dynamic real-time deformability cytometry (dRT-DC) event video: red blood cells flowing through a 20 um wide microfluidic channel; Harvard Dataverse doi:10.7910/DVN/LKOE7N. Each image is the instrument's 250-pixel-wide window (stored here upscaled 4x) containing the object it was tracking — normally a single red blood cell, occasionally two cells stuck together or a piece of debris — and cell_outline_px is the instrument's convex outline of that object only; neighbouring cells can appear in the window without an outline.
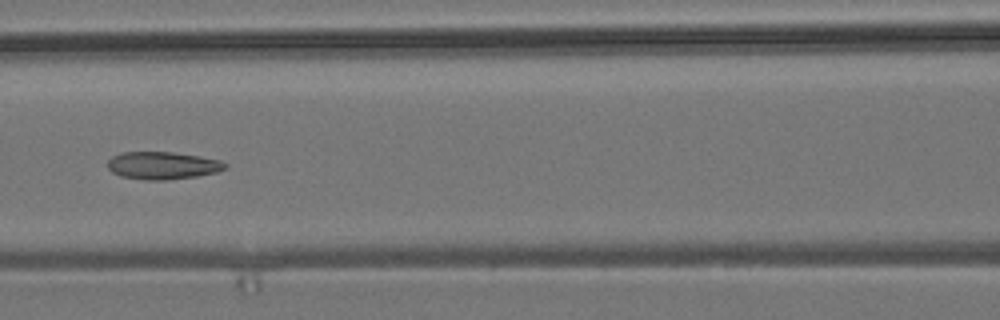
{"species": "common noctule bat (a hibernating species)", "species_latin": "Nyctalus noctula", "temperature_condition": "room temperature", "stored_images_in_passage": 7, "camera_frame_rate_fps": 3000, "um_per_image_px": 0.085, "animal": {"sex": "male", "body_mass_g": 19.2, "forearm_length_mm": 51.8}, "frame": {"image": 1, "passage_image": 7, "time_ms": 7.0, "image_size_px": [1000, 320], "cell_outline_px": [[228, 168], [216, 172], [196, 176], [168, 180], [144, 180], [120, 176], [112, 172], [108, 168], [108, 160], [112, 156], [120, 152], [172, 152], [200, 156], [220, 160], [228, 164]], "centroid_in_image_um": [13.82, 14.07], "position_along_channel_um": 152.8, "area_um2": 19.02}}